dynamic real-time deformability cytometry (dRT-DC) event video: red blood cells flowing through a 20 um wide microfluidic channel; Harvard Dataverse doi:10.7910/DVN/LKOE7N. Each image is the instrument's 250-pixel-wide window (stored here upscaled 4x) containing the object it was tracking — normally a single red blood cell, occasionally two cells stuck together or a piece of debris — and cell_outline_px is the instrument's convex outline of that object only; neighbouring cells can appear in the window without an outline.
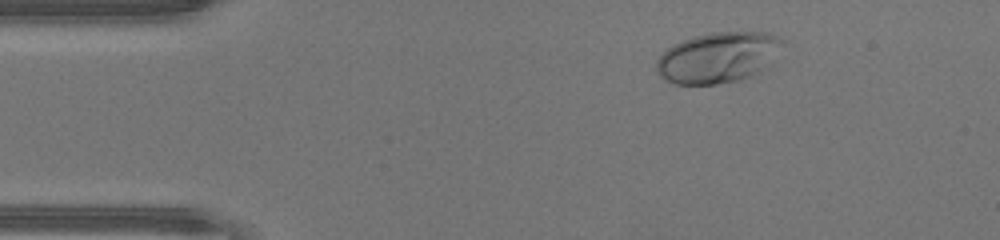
{"species": "human", "species_latin": "Homo sapiens", "temperature_condition": "warm", "stored_images_in_passage": 18, "camera_frame_rate_fps": 3000, "um_per_image_px": 0.085, "donor": {"sex": "male"}, "frame": {"image": 1, "passage_image": 6, "time_ms": 1.667, "image_size_px": [1000, 240], "cell_outline_px": [[780, 40], [764, 68], [760, 72], [740, 80], [716, 84], [676, 84], [664, 80], [660, 76], [656, 68], [656, 60], [672, 44], [692, 36], [712, 32], [768, 32], [776, 36]], "centroid_in_image_um": [60.9, 4.89], "position_along_channel_um": 24.1, "area_um2": 36.47}}
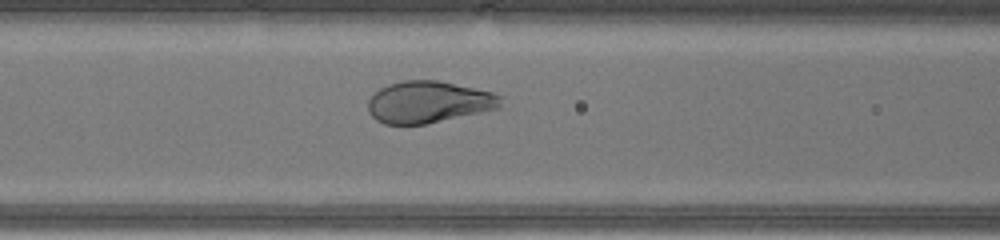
{"frame": {"image": 2, "passage_image": 18, "time_ms": 5.667, "image_size_px": [1000, 240], "cell_outline_px": [[500, 108], [424, 124], [384, 124], [376, 120], [368, 112], [368, 100], [380, 88], [388, 84], [404, 80], [436, 80], [492, 92], [500, 96]], "centroid_in_image_um": [36.39, 8.67], "position_along_channel_um": 130.2, "area_um2": 31.96}}